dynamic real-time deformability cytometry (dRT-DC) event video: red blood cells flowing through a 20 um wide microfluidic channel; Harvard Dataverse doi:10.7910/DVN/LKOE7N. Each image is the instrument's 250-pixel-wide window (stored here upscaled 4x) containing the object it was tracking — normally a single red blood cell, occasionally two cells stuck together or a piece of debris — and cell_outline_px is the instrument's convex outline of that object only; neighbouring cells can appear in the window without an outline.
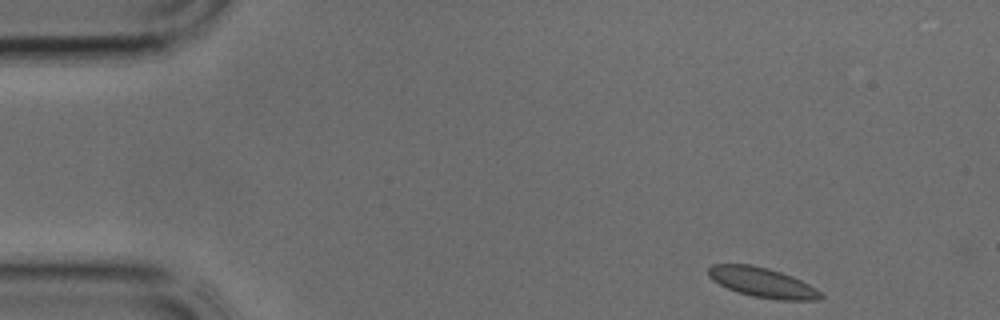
{"species": "common noctule bat (a hibernating species)", "species_latin": "Nyctalus noctula", "temperature_condition": "cold", "stored_images_in_passage": 6, "camera_frame_rate_fps": 3000, "um_per_image_px": 0.085, "animal": {"sex": "male", "body_mass_g": 17.9, "forearm_length_mm": 54.2}, "frame": {"image": 1, "passage_image": 1, "time_ms": 0.0, "image_size_px": [1000, 320], "cell_outline_px": [[824, 296], [816, 300], [776, 300], [752, 296], [736, 292], [712, 280], [708, 276], [708, 268], [712, 264], [752, 264], [768, 268], [792, 276], [816, 288]], "centroid_in_image_um": [64.78, 24.01], "position_along_channel_um": 20.2, "area_um2": 19.54}}